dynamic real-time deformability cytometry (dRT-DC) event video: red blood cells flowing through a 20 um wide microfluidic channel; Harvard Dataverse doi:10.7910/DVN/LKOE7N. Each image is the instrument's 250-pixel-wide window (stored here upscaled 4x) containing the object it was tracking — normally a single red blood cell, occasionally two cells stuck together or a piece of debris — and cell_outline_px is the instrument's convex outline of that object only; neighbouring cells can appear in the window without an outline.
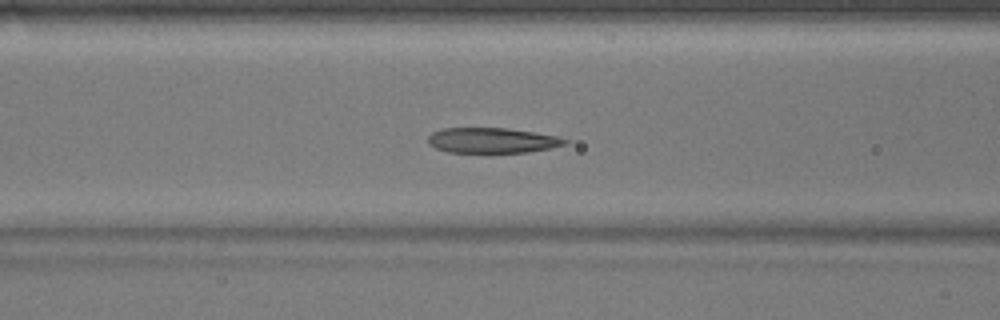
{"species": "common noctule bat (a hibernating species)", "species_latin": "Nyctalus noctula", "temperature_condition": "warm", "stored_images_in_passage": 51, "camera_frame_rate_fps": 3000, "um_per_image_px": 0.085, "animal": {"sex": "male", "body_mass_g": 17.9}, "frame": {"image": 1, "passage_image": 19, "time_ms": 6.0, "image_size_px": [1000, 320], "cell_outline_px": [[568, 144], [552, 148], [528, 152], [492, 156], [448, 152], [436, 148], [428, 144], [428, 136], [432, 132], [440, 128], [508, 128], [556, 136], [568, 140]], "centroid_in_image_um": [41.81, 11.99], "position_along_channel_um": 124.8, "area_um2": 21.33}}
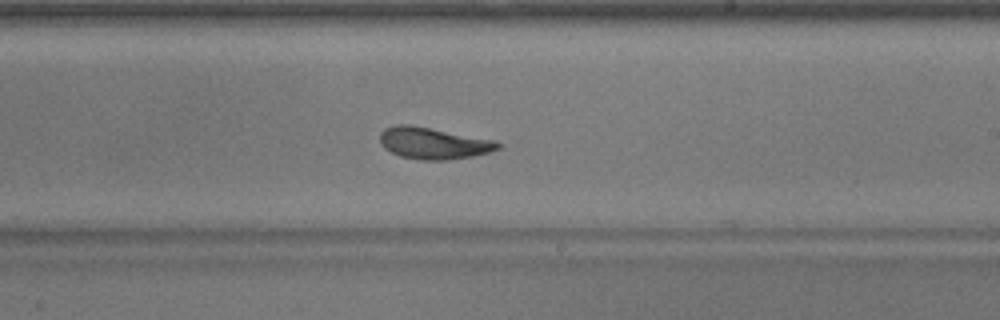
{"frame": {"image": 2, "passage_image": 29, "time_ms": 9.333, "image_size_px": [1000, 320], "cell_outline_px": [[500, 148], [488, 152], [472, 156], [448, 160], [420, 160], [400, 156], [384, 148], [380, 144], [380, 132], [384, 128], [396, 124], [408, 124], [496, 140], [500, 144]], "centroid_in_image_um": [36.81, 12.17], "position_along_channel_um": 252.2, "area_um2": 21.73}}
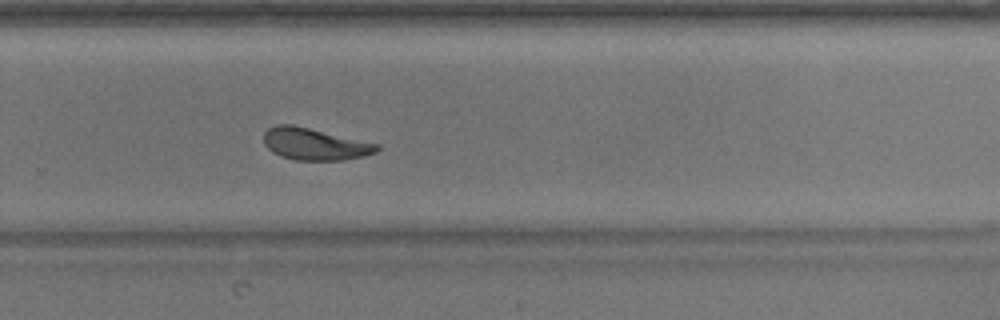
{"frame": {"image": 3, "passage_image": 33, "time_ms": 10.667, "image_size_px": [1000, 320], "cell_outline_px": [[380, 148], [376, 152], [364, 156], [344, 160], [296, 160], [280, 156], [272, 152], [264, 144], [264, 132], [268, 128], [276, 124], [292, 124], [380, 144]], "centroid_in_image_um": [26.74, 12.24], "position_along_channel_um": 303.1, "area_um2": 21.15}, "authors_computed_cell_mechanics": {"area_um2": 22.0218, "velocity_mm_per_s": 3.8273, "shape_relaxation_time_tau1_ms": 3.3607, "shape_relaxation_time_tau2_ms": 1.7218, "deformation_change_tau1": 0.1669, "deformation_change_tau2": 0.1017}}